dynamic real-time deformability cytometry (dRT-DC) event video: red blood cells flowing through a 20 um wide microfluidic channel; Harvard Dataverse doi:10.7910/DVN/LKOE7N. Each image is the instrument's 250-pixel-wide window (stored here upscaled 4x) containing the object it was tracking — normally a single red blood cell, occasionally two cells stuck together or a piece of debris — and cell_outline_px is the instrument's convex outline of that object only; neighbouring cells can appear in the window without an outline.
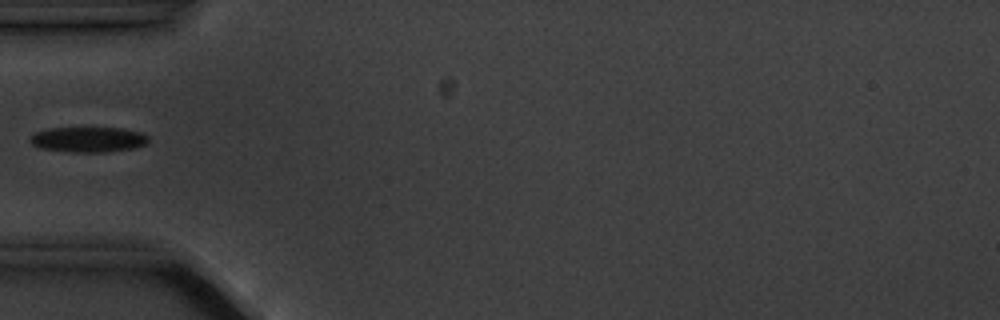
{"species": "common noctule bat (a hibernating species)", "species_latin": "Nyctalus noctula", "temperature_condition": "cold", "stored_images_in_passage": 3, "camera_frame_rate_fps": 3000, "um_per_image_px": 0.085, "animal": {"sex": "male", "body_mass_g": 20.1, "forearm_length_mm": 53.5}, "frame": {"image": 1, "passage_image": 2, "time_ms": 2.333, "image_size_px": [1000, 320], "cell_outline_px": [[148, 140], [144, 144], [136, 148], [108, 152], [72, 152], [40, 148], [32, 144], [28, 140], [36, 132], [48, 128], [124, 128], [140, 132], [148, 136]], "centroid_in_image_um": [7.51, 11.86], "position_along_channel_um": 77.5, "area_um2": 17.46}}